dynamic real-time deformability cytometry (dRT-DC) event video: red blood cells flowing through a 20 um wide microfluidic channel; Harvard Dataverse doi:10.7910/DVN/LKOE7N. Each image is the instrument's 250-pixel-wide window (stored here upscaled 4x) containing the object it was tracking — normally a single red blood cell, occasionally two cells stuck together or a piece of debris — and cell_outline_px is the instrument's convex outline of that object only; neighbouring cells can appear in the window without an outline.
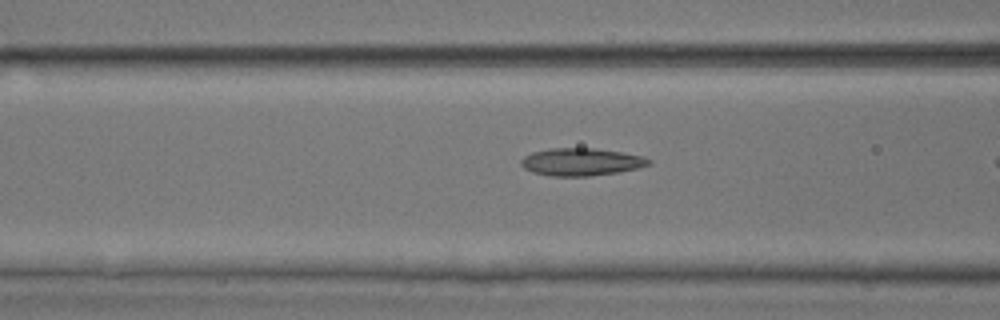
{"species": "common noctule bat (a hibernating species)", "species_latin": "Nyctalus noctula", "temperature_condition": "room temperature", "stored_images_in_passage": 9, "camera_frame_rate_fps": 3000, "um_per_image_px": 0.085, "animal": {"sex": "male", "body_mass_g": 17.9, "forearm_length_mm": 54.2}, "frame": {"image": 1, "passage_image": 8, "time_ms": 2.333, "image_size_px": [1000, 320], "cell_outline_px": [[652, 164], [640, 168], [620, 172], [588, 176], [552, 176], [532, 172], [524, 168], [520, 164], [520, 160], [524, 156], [532, 152], [548, 148], [596, 148], [644, 156], [652, 160]], "centroid_in_image_um": [49.43, 13.76], "position_along_channel_um": 117.2, "area_um2": 20.75}}